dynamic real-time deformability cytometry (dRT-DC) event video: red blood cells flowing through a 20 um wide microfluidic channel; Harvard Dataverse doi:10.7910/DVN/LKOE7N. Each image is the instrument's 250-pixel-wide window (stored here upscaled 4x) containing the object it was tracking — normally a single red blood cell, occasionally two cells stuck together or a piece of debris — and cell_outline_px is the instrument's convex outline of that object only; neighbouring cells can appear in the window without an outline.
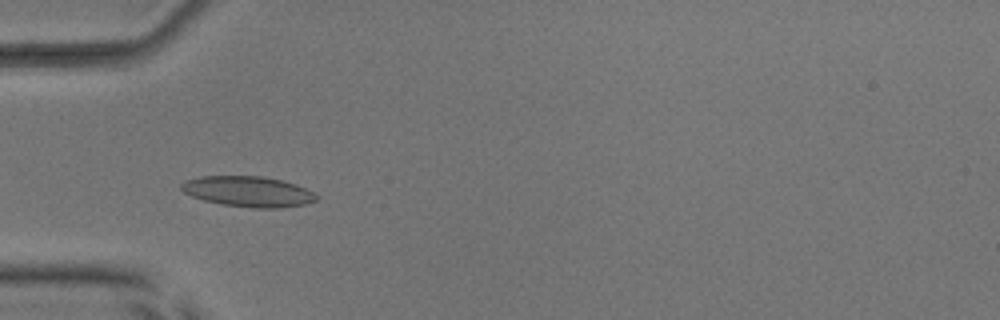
{"species": "common noctule bat (a hibernating species)", "species_latin": "Nyctalus noctula", "temperature_condition": "room temperature", "stored_images_in_passage": 53, "camera_frame_rate_fps": 3000, "um_per_image_px": 0.085, "animal": {"sex": "male", "body_mass_g": 17.9, "forearm_length_mm": 54.2}, "frame": {"image": 1, "passage_image": 18, "time_ms": 5.667, "image_size_px": [1000, 320], "cell_outline_px": [[320, 196], [316, 200], [304, 204], [280, 208], [252, 208], [220, 204], [204, 200], [192, 196], [184, 192], [180, 188], [180, 184], [184, 180], [200, 176], [264, 176], [296, 184]], "centroid_in_image_um": [21.07, 16.28], "position_along_channel_um": 63.9, "area_um2": 24.1}}
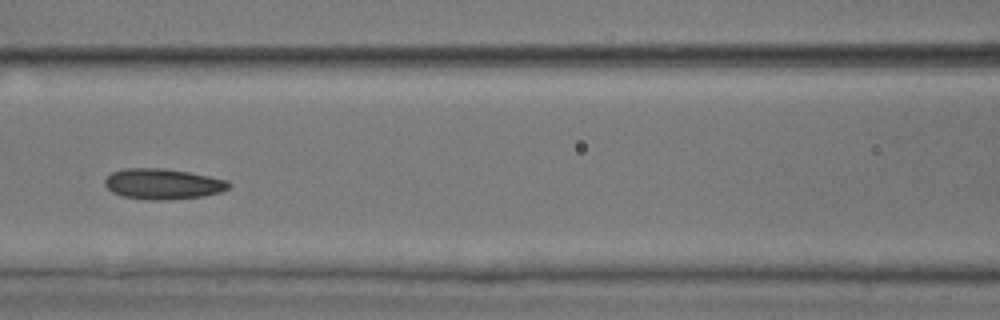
{"frame": {"image": 2, "passage_image": 25, "time_ms": 8.0, "image_size_px": [1000, 320], "cell_outline_px": [[232, 184], [228, 188], [220, 192], [204, 196], [160, 200], [148, 200], [124, 196], [112, 192], [104, 184], [104, 180], [112, 172], [124, 168], [164, 168], [188, 172], [228, 180]], "centroid_in_image_um": [13.84, 15.63], "position_along_channel_um": 152.8, "area_um2": 22.02}}
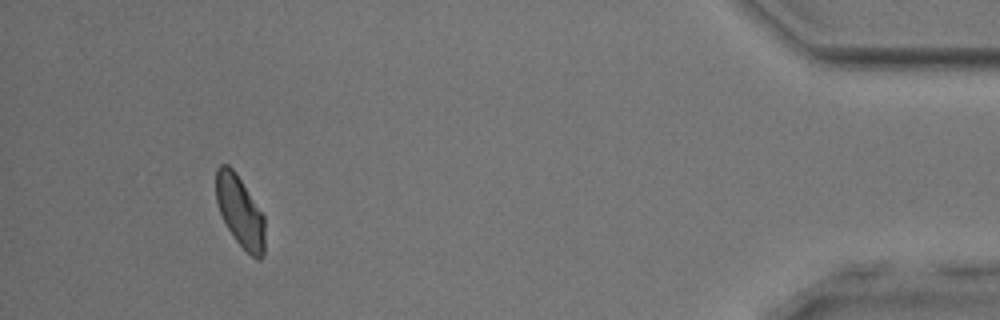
{"frame": {"image": 3, "passage_image": 50, "time_ms": 16.333, "image_size_px": [1000, 320], "cell_outline_px": [[264, 256], [260, 260], [256, 260], [236, 240], [228, 228], [220, 212], [216, 200], [216, 168], [220, 164], [228, 164], [236, 172], [264, 216]], "centroid_in_image_um": [20.4, 17.96], "position_along_channel_um": 414.8, "area_um2": 20.06}, "authors_computed_cell_mechanics": {"area_um2": 21.7906, "velocity_mm_per_s": 3.9049, "shape_relaxation_time_tau1_ms": 5.477, "shape_relaxation_time_tau2_ms": 3.3744, "deformation_change_tau1": 0.1302, "deformation_change_tau2": 0.0971}}